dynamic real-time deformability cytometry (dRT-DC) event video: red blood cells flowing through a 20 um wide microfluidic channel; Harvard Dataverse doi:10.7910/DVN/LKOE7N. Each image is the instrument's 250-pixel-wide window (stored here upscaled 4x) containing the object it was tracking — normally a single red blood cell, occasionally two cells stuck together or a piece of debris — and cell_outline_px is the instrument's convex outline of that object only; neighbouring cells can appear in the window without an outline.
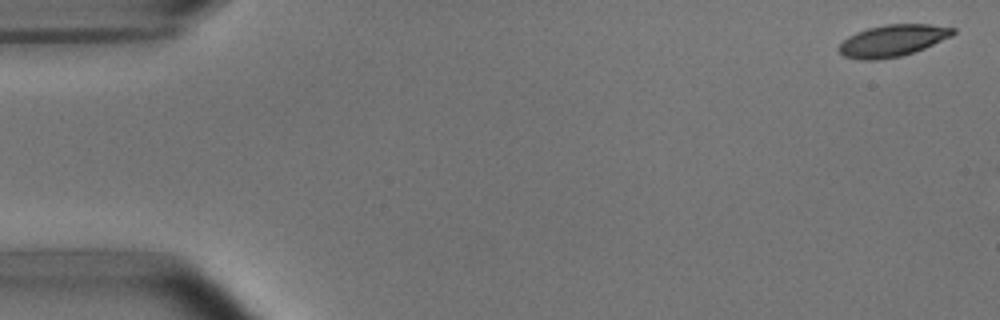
{"species": "common noctule bat (a hibernating species)", "species_latin": "Nyctalus noctula", "temperature_condition": "room temperature", "stored_images_in_passage": 4, "camera_frame_rate_fps": 3000, "um_per_image_px": 0.085, "animal": {"sex": "male", "body_mass_g": 15.6}, "frame": {"image": 1, "passage_image": 1, "time_ms": 0.0, "image_size_px": [1000, 320], "cell_outline_px": [[956, 32], [952, 36], [924, 48], [900, 56], [876, 60], [864, 60], [844, 56], [836, 48], [848, 36], [856, 32], [868, 28], [884, 24], [928, 24], [956, 28]], "centroid_in_image_um": [75.87, 3.44], "position_along_channel_um": 9.1, "area_um2": 21.04}}